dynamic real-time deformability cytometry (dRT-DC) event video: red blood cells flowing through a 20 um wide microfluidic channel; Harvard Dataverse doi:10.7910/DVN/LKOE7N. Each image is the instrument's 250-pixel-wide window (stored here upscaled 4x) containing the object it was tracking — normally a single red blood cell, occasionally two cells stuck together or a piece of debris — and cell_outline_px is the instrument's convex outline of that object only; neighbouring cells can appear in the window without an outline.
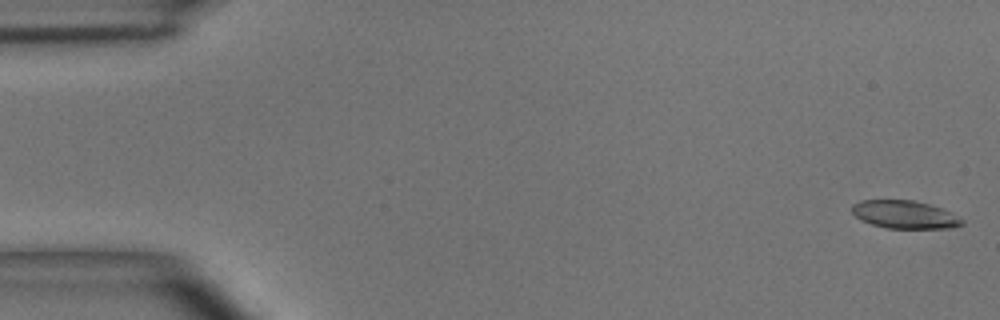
{"species": "common noctule bat (a hibernating species)", "species_latin": "Nyctalus noctula", "temperature_condition": "room temperature", "stored_images_in_passage": 50, "camera_frame_rate_fps": 3000, "um_per_image_px": 0.085, "animal": {"sex": "male", "body_mass_g": 15.6}, "frame": {"image": 1, "passage_image": 1, "time_ms": 0.0, "image_size_px": [1000, 320], "cell_outline_px": [[964, 224], [952, 228], [888, 228], [872, 224], [860, 220], [852, 212], [852, 204], [860, 200], [912, 200], [928, 204], [940, 208], [964, 220]], "centroid_in_image_um": [76.87, 18.24], "position_along_channel_um": 8.1, "area_um2": 17.74}}
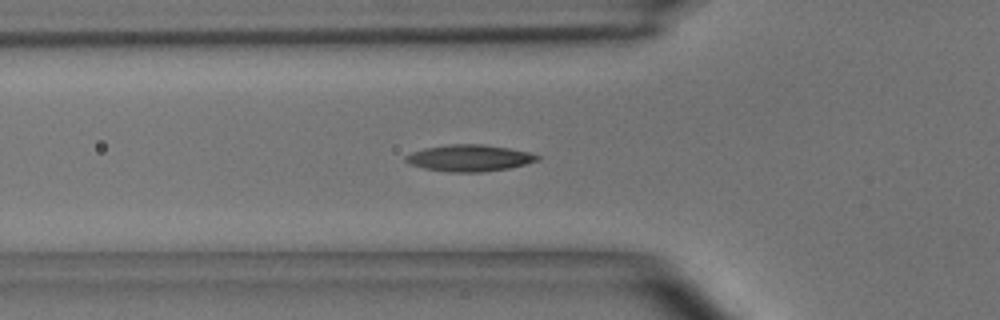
{"frame": {"image": 2, "passage_image": 17, "time_ms": 5.333, "image_size_px": [1000, 320], "cell_outline_px": [[540, 160], [508, 168], [484, 172], [448, 172], [424, 168], [412, 164], [404, 160], [404, 156], [412, 152], [424, 148], [452, 144], [480, 144], [508, 148], [528, 152], [540, 156]], "centroid_in_image_um": [39.89, 13.43], "position_along_channel_um": 85.9, "area_um2": 20.23}}
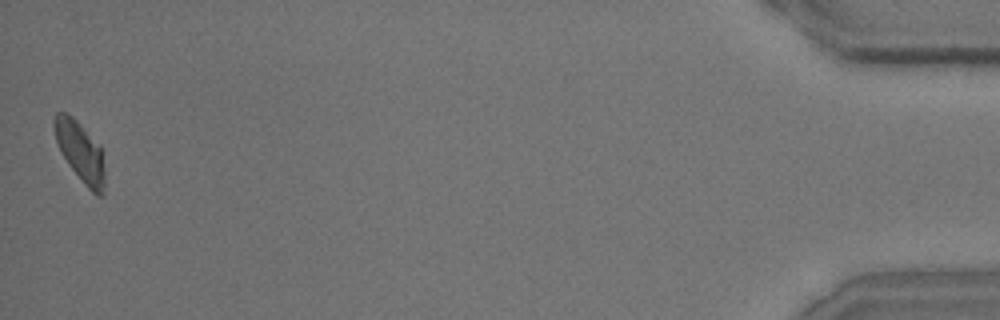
{"frame": {"image": 3, "passage_image": 50, "time_ms": 16.333, "image_size_px": [1000, 320], "cell_outline_px": [[104, 196], [96, 196], [84, 184], [68, 164], [56, 140], [52, 124], [52, 120], [56, 112], [64, 112], [72, 116], [80, 124], [100, 148], [104, 172]], "centroid_in_image_um": [6.8, 12.91], "position_along_channel_um": 428.4, "area_um2": 17.28}, "authors_computed_cell_mechanics": {"area_um2": 18.6405, "velocity_mm_per_s": 3.934, "shape_relaxation_time_tau1_ms": 5.3667, "shape_relaxation_time_tau2_ms": 3.7083, "deformation_change_tau1": 0.1573, "deformation_change_tau2": 0.0579}}